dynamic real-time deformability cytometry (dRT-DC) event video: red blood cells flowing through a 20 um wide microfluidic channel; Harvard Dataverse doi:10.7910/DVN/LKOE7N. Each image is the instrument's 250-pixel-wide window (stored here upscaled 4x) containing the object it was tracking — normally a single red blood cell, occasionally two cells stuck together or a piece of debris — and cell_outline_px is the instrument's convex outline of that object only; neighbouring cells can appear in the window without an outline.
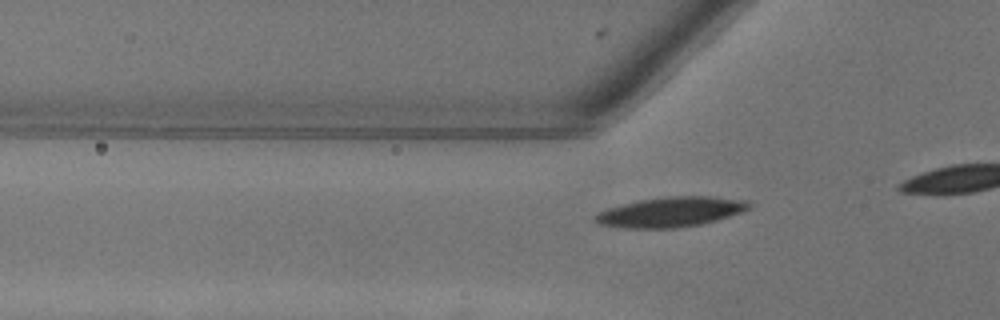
{"species": "common noctule bat (a hibernating species)", "species_latin": "Nyctalus noctula", "temperature_condition": "warm", "stored_images_in_passage": 14, "camera_frame_rate_fps": 3000, "um_per_image_px": 0.085, "animal": {"sex": "female"}, "frame": {"image": 1, "passage_image": 8, "time_ms": 2.333, "image_size_px": [1000, 320], "cell_outline_px": [[748, 208], [740, 212], [716, 220], [700, 224], [676, 228], [624, 228], [600, 224], [592, 220], [592, 216], [608, 208], [640, 200], [668, 196], [712, 196], [744, 200], [748, 204]], "centroid_in_image_um": [56.95, 18.02], "position_along_channel_um": 68.9, "area_um2": 26.47}}